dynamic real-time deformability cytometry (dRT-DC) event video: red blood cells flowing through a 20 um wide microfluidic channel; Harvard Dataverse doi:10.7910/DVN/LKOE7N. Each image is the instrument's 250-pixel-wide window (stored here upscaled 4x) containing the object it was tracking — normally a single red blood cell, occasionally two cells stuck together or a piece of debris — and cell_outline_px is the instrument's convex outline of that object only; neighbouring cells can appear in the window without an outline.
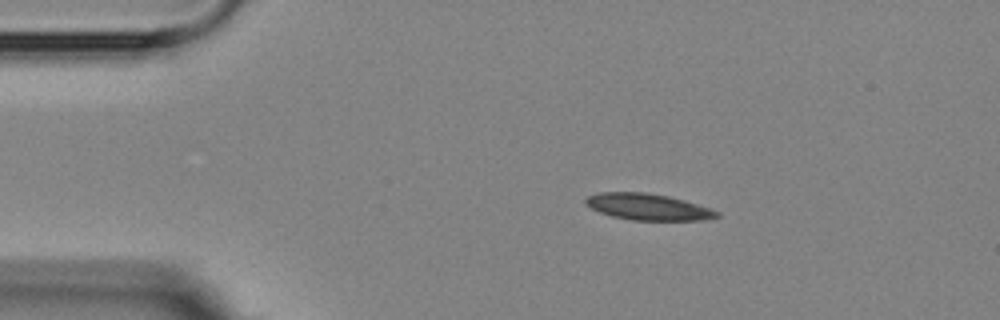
{"species": "Egyptian fruit bat (a non-hibernating species)", "species_latin": "Rousettus aegyptiacus", "temperature_condition": "room temperature", "stored_images_in_passage": 8, "camera_frame_rate_fps": 3000, "um_per_image_px": 0.085, "animal": {"sex": "female"}, "frame": {"image": 1, "passage_image": 2, "time_ms": 1.0, "image_size_px": [1000, 320], "cell_outline_px": [[720, 216], [708, 220], [632, 220], [612, 216], [600, 212], [584, 204], [584, 200], [588, 196], [600, 192], [644, 192], [668, 196], [684, 200], [720, 212]], "centroid_in_image_um": [55.07, 17.58], "position_along_channel_um": 29.9, "area_um2": 20.11}}
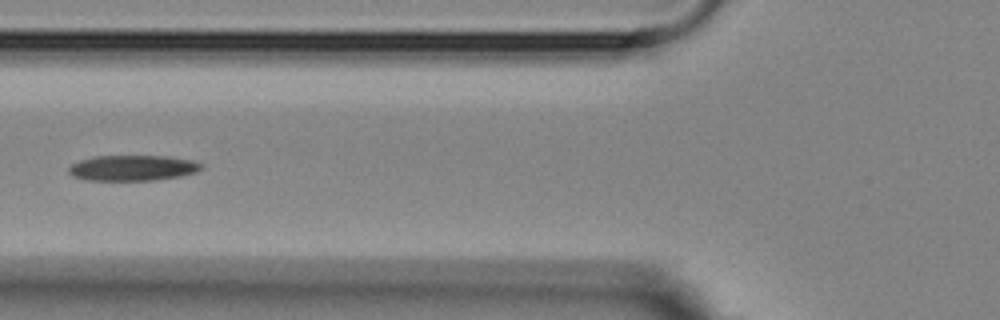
{"frame": {"image": 2, "passage_image": 5, "time_ms": 4.667, "image_size_px": [1000, 320], "cell_outline_px": [[204, 168], [196, 172], [180, 176], [152, 180], [84, 180], [72, 176], [68, 172], [68, 168], [72, 164], [80, 160], [96, 156], [168, 156], [192, 160], [204, 164]], "centroid_in_image_um": [11.29, 14.27], "position_along_channel_um": 114.5, "area_um2": 19.83}}
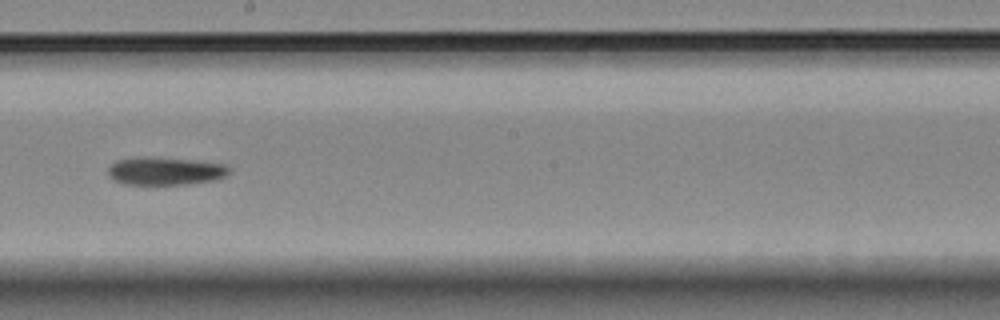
{"frame": {"image": 3, "passage_image": 8, "time_ms": 8.0, "image_size_px": [1000, 320], "cell_outline_px": [[232, 172], [228, 176], [220, 180], [188, 184], [124, 184], [112, 180], [108, 176], [108, 168], [116, 160], [188, 160], [224, 164], [232, 168]], "centroid_in_image_um": [14.17, 14.61], "position_along_channel_um": 234.0, "area_um2": 18.96}}